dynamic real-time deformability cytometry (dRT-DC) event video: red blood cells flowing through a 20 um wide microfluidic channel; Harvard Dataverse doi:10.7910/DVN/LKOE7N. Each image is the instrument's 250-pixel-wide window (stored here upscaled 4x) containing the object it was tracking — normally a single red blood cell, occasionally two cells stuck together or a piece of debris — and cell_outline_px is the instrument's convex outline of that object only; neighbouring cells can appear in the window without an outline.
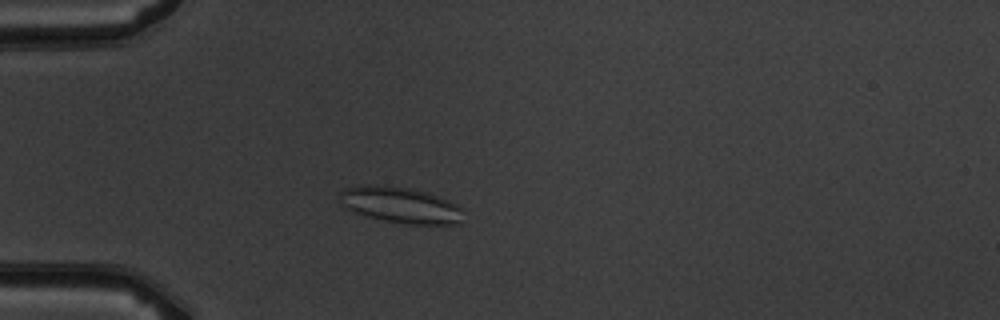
{"species": "common noctule bat (a hibernating species)", "species_latin": "Nyctalus noctula", "temperature_condition": "warm", "stored_images_in_passage": 4, "camera_frame_rate_fps": 3000, "um_per_image_px": 0.085, "animal": {"sex": "male", "body_mass_g": 19.5, "forearm_length_mm": 54.6}, "frame": {"image": 1, "passage_image": 3, "time_ms": 2.333, "image_size_px": [1000, 320], "cell_outline_px": [[460, 224], [404, 224], [384, 220], [352, 212], [344, 204], [340, 196], [340, 192], [344, 188], [360, 184], [384, 184], [408, 188], [428, 192], [440, 196], [448, 200], [460, 208]], "centroid_in_image_um": [34.0, 17.4], "position_along_channel_um": 51.0, "area_um2": 25.89}}